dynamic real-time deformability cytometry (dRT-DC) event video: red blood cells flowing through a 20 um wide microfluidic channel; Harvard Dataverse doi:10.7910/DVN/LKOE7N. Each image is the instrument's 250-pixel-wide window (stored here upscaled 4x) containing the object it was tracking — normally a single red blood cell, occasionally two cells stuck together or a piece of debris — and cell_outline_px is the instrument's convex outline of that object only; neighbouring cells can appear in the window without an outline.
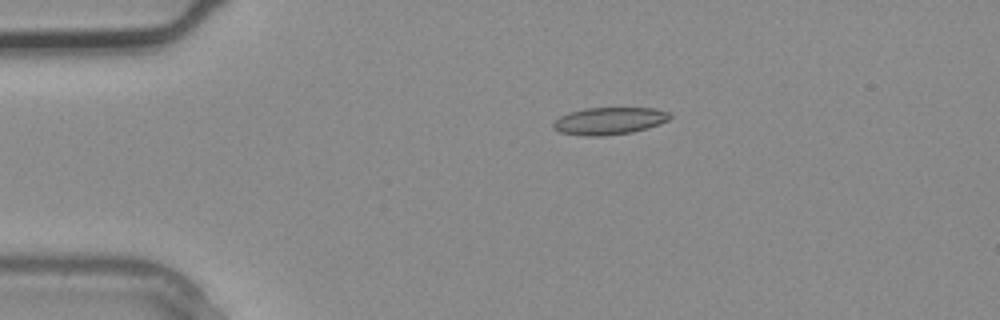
{"species": "common noctule bat (a hibernating species)", "species_latin": "Nyctalus noctula", "temperature_condition": "warm", "stored_images_in_passage": 3, "camera_frame_rate_fps": 3000, "um_per_image_px": 0.085, "animal": {"sex": "male", "body_mass_g": 20.4}, "frame": {"image": 1, "passage_image": 2, "time_ms": 0.333, "image_size_px": [1000, 320], "cell_outline_px": [[672, 116], [668, 120], [660, 124], [648, 128], [632, 132], [604, 136], [584, 136], [560, 132], [552, 128], [552, 124], [560, 116], [568, 112], [584, 108], [656, 108], [672, 112]], "centroid_in_image_um": [51.81, 10.27], "position_along_channel_um": 33.2, "area_um2": 18.79}}